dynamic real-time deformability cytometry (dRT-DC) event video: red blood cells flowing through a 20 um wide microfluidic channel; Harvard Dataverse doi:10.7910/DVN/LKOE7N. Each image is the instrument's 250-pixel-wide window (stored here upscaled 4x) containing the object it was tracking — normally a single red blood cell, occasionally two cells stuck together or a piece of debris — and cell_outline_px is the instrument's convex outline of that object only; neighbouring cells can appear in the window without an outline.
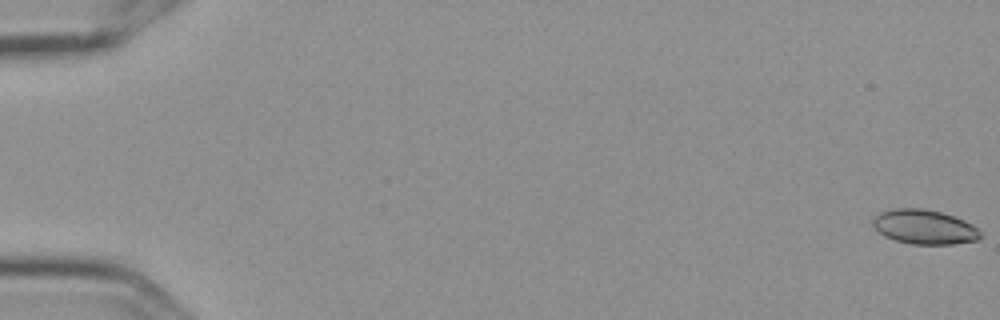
{"species": "Egyptian fruit bat (a non-hibernating species)", "species_latin": "Rousettus aegyptiacus", "temperature_condition": "cold", "stored_images_in_passage": 58, "camera_frame_rate_fps": 3000, "um_per_image_px": 0.085, "frame": {"image": 1, "passage_image": 1, "time_ms": 0.0, "image_size_px": [1000, 320], "cell_outline_px": [[980, 236], [976, 240], [952, 244], [912, 244], [896, 240], [884, 236], [872, 224], [872, 220], [880, 212], [892, 208], [924, 208], [940, 212], [964, 220], [972, 224], [980, 232]], "centroid_in_image_um": [78.54, 19.28], "position_along_channel_um": 6.5, "area_um2": 21.39}}
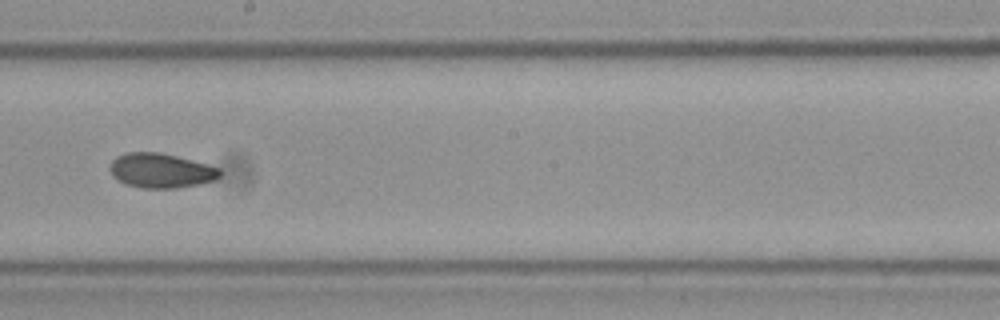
{"frame": {"image": 2, "passage_image": 34, "time_ms": 11.0, "image_size_px": [1000, 320], "cell_outline_px": [[224, 172], [216, 180], [200, 184], [176, 188], [144, 188], [124, 184], [112, 176], [108, 168], [112, 160], [116, 156], [128, 152], [160, 152], [176, 156], [220, 168]], "centroid_in_image_um": [13.67, 14.5], "position_along_channel_um": 234.5, "area_um2": 22.37}}
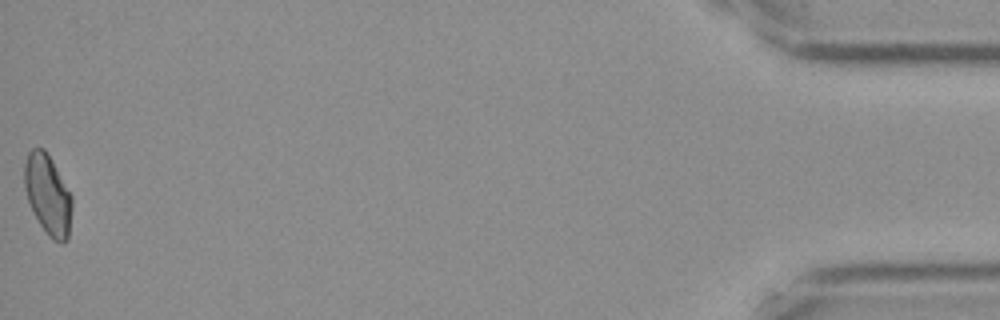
{"frame": {"image": 3, "passage_image": 58, "time_ms": 19.0, "image_size_px": [1000, 320], "cell_outline_px": [[72, 208], [68, 240], [64, 244], [60, 244], [52, 240], [48, 236], [40, 224], [28, 200], [24, 184], [24, 164], [28, 152], [32, 148], [44, 148], [72, 196]], "centroid_in_image_um": [4.08, 16.59], "position_along_channel_um": 431.1, "area_um2": 22.08}, "authors_computed_cell_mechanics": {"area_um2": 22.0218, "velocity_mm_per_s": 3.5968, "shape_relaxation_time_tau1_ms": null, "shape_relaxation_time_tau2_ms": 4.009, "deformation_change_tau1": null, "deformation_change_tau2": 0.0762}}